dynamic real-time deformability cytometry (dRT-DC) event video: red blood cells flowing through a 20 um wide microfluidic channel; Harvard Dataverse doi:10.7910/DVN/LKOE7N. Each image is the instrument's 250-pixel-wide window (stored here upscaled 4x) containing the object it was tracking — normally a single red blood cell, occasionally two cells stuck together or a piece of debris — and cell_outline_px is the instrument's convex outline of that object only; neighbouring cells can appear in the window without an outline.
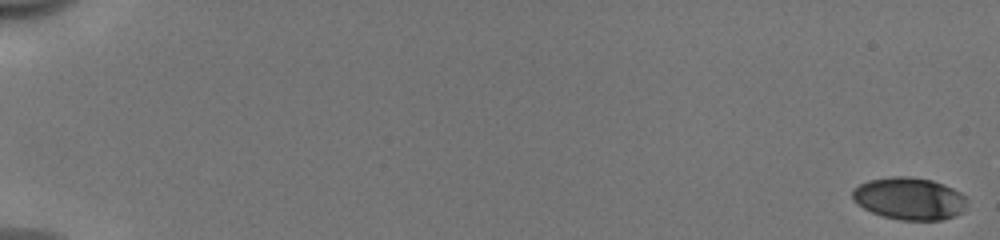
{"species": "human", "species_latin": "Homo sapiens", "temperature_condition": "cold", "stored_images_in_passage": 49, "camera_frame_rate_fps": 3000, "um_per_image_px": 0.085, "donor": {"sex": "male"}, "frame": {"image": 1, "passage_image": 1, "time_ms": 0.0, "image_size_px": [1000, 240], "cell_outline_px": [[968, 200], [964, 208], [956, 216], [940, 220], [900, 220], [884, 216], [872, 212], [864, 208], [852, 196], [852, 188], [868, 180], [892, 176], [908, 176], [932, 180], [944, 184], [960, 192]], "centroid_in_image_um": [77.31, 16.87], "position_along_channel_um": 7.7, "area_um2": 28.15}}
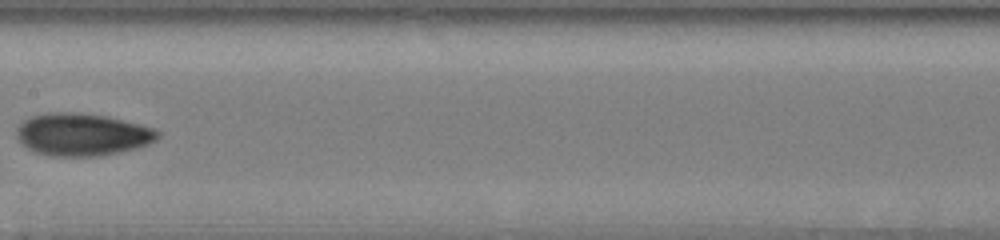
{"frame": {"image": 2, "passage_image": 28, "time_ms": 9.0, "image_size_px": [1000, 240], "cell_outline_px": [[160, 136], [156, 140], [148, 144], [136, 148], [120, 152], [100, 156], [52, 156], [36, 152], [28, 148], [16, 136], [16, 128], [24, 120], [32, 116], [48, 112], [76, 112], [108, 116], [156, 128], [160, 132]], "centroid_in_image_um": [7.02, 11.42], "position_along_channel_um": 200.4, "area_um2": 35.08}}
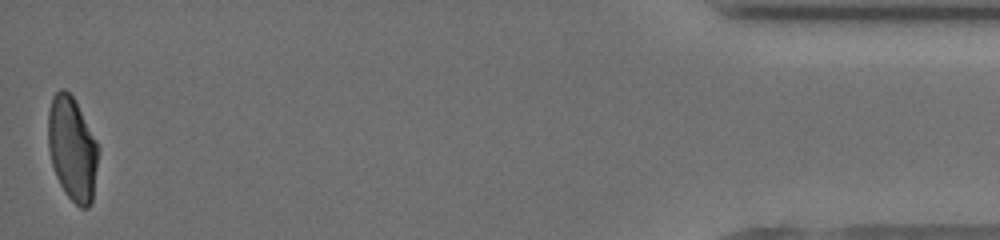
{"frame": {"image": 3, "passage_image": 49, "time_ms": 16.0, "image_size_px": [1000, 240], "cell_outline_px": [[100, 148], [92, 204], [88, 208], [80, 208], [64, 192], [56, 176], [52, 164], [48, 148], [48, 112], [52, 96], [60, 88], [64, 88], [76, 100]], "centroid_in_image_um": [6.16, 12.64], "position_along_channel_um": 429.0, "area_um2": 30.81}, "authors_computed_cell_mechanics": {"area_um2": 31.212, "velocity_mm_per_s": 3.9814, "shape_relaxation_time_tau1_ms": 3.6354, "shape_relaxation_time_tau2_ms": 2.8874, "deformation_change_tau1": 0.1546, "deformation_change_tau2": 0.058}}